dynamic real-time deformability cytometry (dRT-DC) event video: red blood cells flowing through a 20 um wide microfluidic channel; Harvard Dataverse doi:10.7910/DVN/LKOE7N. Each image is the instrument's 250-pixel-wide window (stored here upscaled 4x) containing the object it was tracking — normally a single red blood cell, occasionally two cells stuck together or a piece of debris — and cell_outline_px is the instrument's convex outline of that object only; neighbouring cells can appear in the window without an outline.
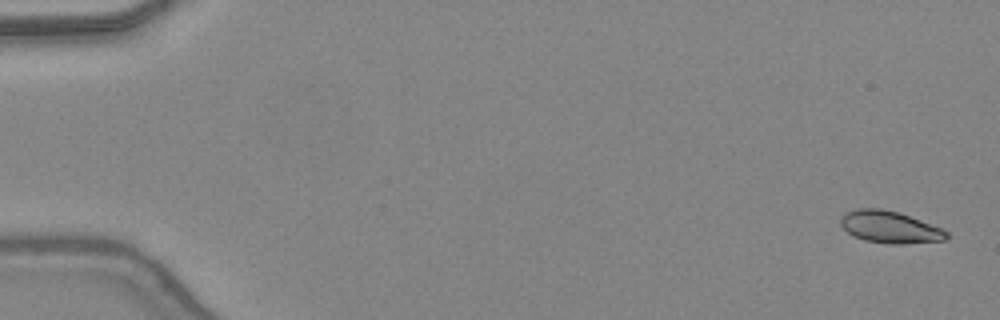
{"species": "common noctule bat (a hibernating species)", "species_latin": "Nyctalus noctula", "temperature_condition": "warm", "stored_images_in_passage": 9, "camera_frame_rate_fps": 3000, "um_per_image_px": 0.085, "animal": {"sex": "female", "body_mass_g": 24.6, "forearm_length_mm": 56.2}, "frame": {"image": 1, "passage_image": 2, "time_ms": 0.333, "image_size_px": [1000, 320], "cell_outline_px": [[948, 236], [944, 240], [900, 244], [892, 244], [864, 240], [852, 236], [840, 224], [840, 216], [856, 208], [880, 208], [900, 212], [940, 228], [948, 232]], "centroid_in_image_um": [75.59, 19.29], "position_along_channel_um": 9.4, "area_um2": 19.65}}